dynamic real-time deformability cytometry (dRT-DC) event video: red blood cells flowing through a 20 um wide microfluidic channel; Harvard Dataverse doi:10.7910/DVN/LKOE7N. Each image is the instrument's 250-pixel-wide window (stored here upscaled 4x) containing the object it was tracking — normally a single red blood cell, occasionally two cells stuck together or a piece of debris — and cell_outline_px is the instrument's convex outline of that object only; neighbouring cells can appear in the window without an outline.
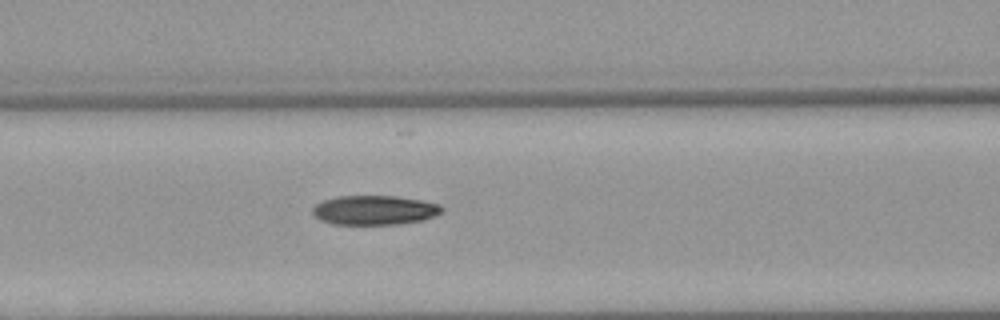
{"species": "Egyptian fruit bat (a non-hibernating species)", "species_latin": "Rousettus aegyptiacus", "temperature_condition": "warm", "stored_images_in_passage": 3, "camera_frame_rate_fps": 3000, "um_per_image_px": 0.085, "animal": {"sex": "female"}, "frame": {"image": 1, "passage_image": 3, "time_ms": 3.0, "image_size_px": [1000, 320], "cell_outline_px": [[444, 208], [440, 212], [424, 220], [400, 224], [332, 224], [320, 220], [312, 212], [312, 208], [316, 204], [324, 200], [336, 196], [396, 196], [420, 200], [440, 204]], "centroid_in_image_um": [31.82, 17.86], "position_along_channel_um": 134.8, "area_um2": 22.08}}